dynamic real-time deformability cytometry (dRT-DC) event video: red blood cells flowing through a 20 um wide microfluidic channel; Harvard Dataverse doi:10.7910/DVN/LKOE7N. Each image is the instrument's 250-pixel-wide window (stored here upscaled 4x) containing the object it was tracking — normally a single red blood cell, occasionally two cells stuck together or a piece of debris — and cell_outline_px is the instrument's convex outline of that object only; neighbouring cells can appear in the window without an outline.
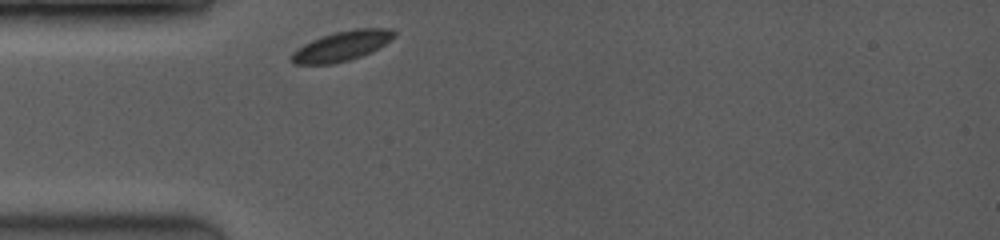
{"species": "common noctule bat (a hibernating species)", "species_latin": "Nyctalus noctula", "temperature_condition": "room temperature", "stored_images_in_passage": 33, "camera_frame_rate_fps": 3500, "um_per_image_px": 0.085, "animal": {"sex": "female", "body_mass_g": 19.0, "forearm_length_mm": 53.3}, "frame": {"image": 1, "passage_image": 1, "time_ms": 0.0, "image_size_px": [1000, 240], "cell_outline_px": [[396, 36], [372, 52], [348, 60], [332, 64], [292, 64], [292, 52], [296, 48], [320, 36], [336, 32], [356, 28], [392, 28], [396, 32]], "centroid_in_image_um": [29.07, 3.9], "position_along_channel_um": 55.9, "area_um2": 17.86}}
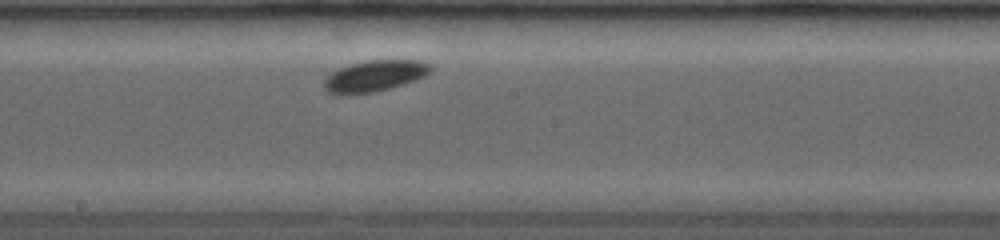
{"frame": {"image": 2, "passage_image": 16, "time_ms": 4.286, "image_size_px": [1000, 240], "cell_outline_px": [[432, 68], [424, 76], [416, 80], [404, 84], [372, 92], [328, 92], [324, 88], [324, 80], [332, 72], [340, 68], [352, 64], [372, 60], [420, 60], [432, 64]], "centroid_in_image_um": [31.92, 6.42], "position_along_channel_um": 216.3, "area_um2": 18.67}}
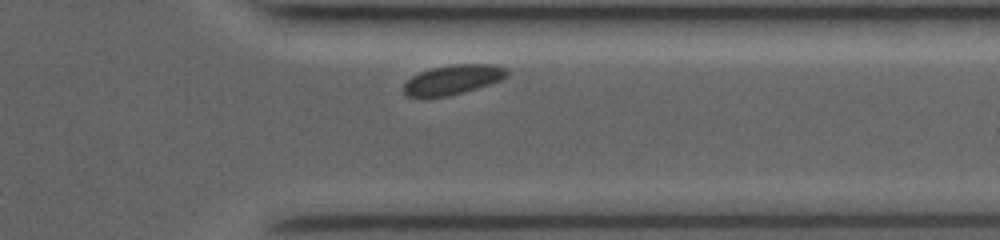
{"frame": {"image": 3, "passage_image": 30, "time_ms": 8.286, "image_size_px": [1000, 240], "cell_outline_px": [[508, 76], [500, 80], [476, 88], [448, 96], [408, 96], [404, 92], [404, 84], [412, 76], [420, 72], [432, 68], [452, 64], [496, 64], [508, 68]], "centroid_in_image_um": [38.54, 6.74], "position_along_channel_um": 372.9, "area_um2": 17.57}}